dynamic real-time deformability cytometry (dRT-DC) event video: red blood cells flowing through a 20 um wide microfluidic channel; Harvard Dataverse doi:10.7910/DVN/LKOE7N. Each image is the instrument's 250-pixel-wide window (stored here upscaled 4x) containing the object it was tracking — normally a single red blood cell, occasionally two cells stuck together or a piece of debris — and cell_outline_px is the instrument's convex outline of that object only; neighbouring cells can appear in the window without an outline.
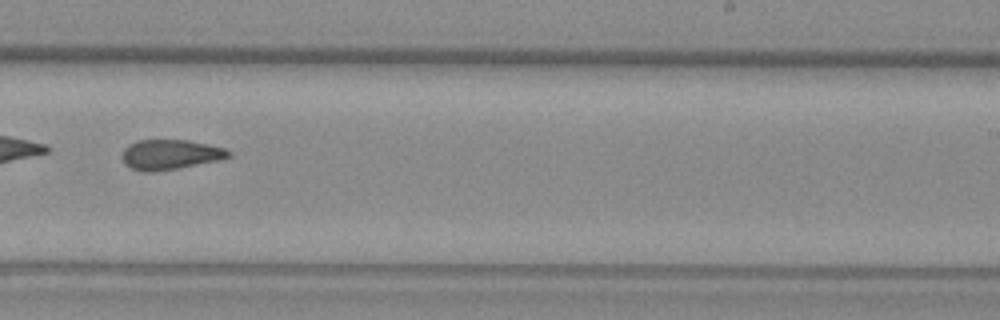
{"species": "common noctule bat (a hibernating species)", "species_latin": "Nyctalus noctula", "temperature_condition": "warm", "stored_images_in_passage": 35, "camera_frame_rate_fps": 3000, "um_per_image_px": 0.085, "animal": {"sex": "female", "body_mass_g": 29.2, "forearm_length_mm": 56.3}, "frame": {"image": 1, "passage_image": 20, "time_ms": 6.333, "image_size_px": [1000, 320], "cell_outline_px": [[232, 156], [220, 160], [176, 168], [152, 172], [144, 172], [132, 168], [124, 164], [120, 156], [124, 148], [128, 144], [136, 140], [188, 140], [208, 144], [224, 148], [232, 152]], "centroid_in_image_um": [14.44, 13.13], "position_along_channel_um": 274.6, "area_um2": 18.73}, "authors_computed_cell_mechanics": {"area_um2": 19.4208, "velocity_mm_per_s": 3.9516, "shape_relaxation_time_tau1_ms": null, "shape_relaxation_time_tau2_ms": 2.5189, "deformation_change_tau1": null, "deformation_change_tau2": 0.1039}}